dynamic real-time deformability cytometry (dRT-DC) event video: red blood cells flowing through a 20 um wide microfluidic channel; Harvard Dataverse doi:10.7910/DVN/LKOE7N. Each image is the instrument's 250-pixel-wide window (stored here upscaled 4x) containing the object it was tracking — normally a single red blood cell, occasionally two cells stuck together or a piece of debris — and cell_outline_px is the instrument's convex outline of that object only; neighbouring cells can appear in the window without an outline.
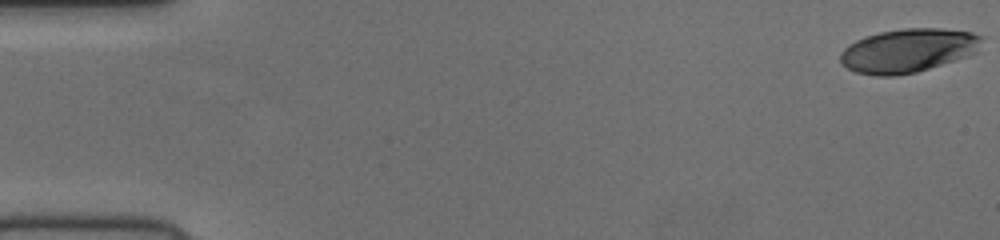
{"species": "human", "species_latin": "Homo sapiens", "temperature_condition": "cold", "stored_images_in_passage": 54, "camera_frame_rate_fps": 3000, "um_per_image_px": 0.085, "donor": {"sex": "female"}, "frame": {"image": 1, "passage_image": 1, "time_ms": 0.0, "image_size_px": [1000, 240], "cell_outline_px": [[984, 36], [976, 52], [916, 72], [892, 76], [876, 76], [856, 72], [840, 64], [840, 52], [848, 44], [864, 36], [880, 32], [904, 28], [944, 28], [972, 32]], "centroid_in_image_um": [77.14, 4.28], "position_along_channel_um": 7.9, "area_um2": 35.95}}
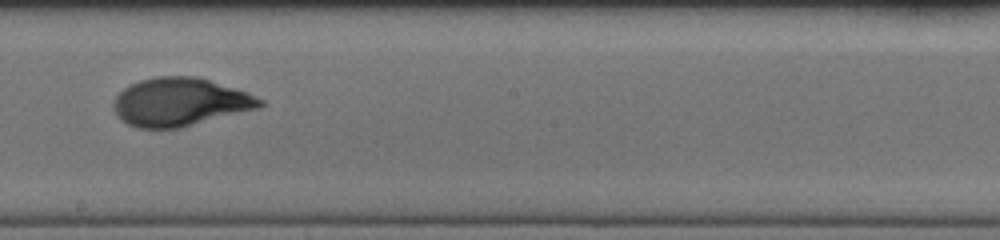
{"frame": {"image": 2, "passage_image": 31, "time_ms": 10.0, "image_size_px": [1000, 240], "cell_outline_px": [[264, 104], [260, 108], [180, 128], [140, 128], [128, 124], [116, 112], [112, 104], [116, 96], [128, 84], [140, 80], [156, 76], [196, 76], [248, 92], [264, 100]], "centroid_in_image_um": [15.33, 8.66], "position_along_channel_um": 232.9, "area_um2": 41.1}}
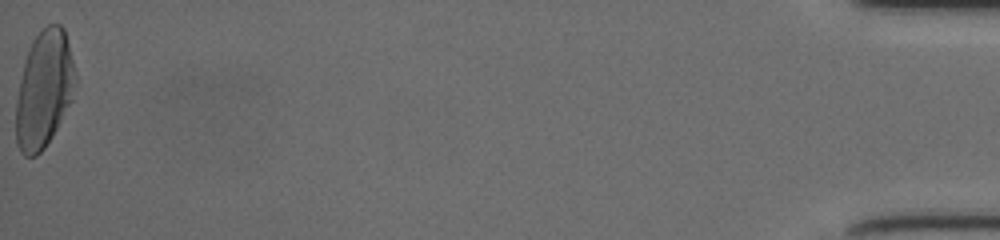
{"frame": {"image": 3, "passage_image": 54, "time_ms": 17.667, "image_size_px": [1000, 240], "cell_outline_px": [[76, 80], [72, 100], [52, 136], [44, 148], [36, 156], [24, 156], [20, 152], [16, 144], [16, 100], [20, 80], [28, 48], [32, 40], [48, 24], [60, 24], [64, 28], [76, 76]], "centroid_in_image_um": [3.73, 7.62], "position_along_channel_um": 431.5, "area_um2": 40.29}}